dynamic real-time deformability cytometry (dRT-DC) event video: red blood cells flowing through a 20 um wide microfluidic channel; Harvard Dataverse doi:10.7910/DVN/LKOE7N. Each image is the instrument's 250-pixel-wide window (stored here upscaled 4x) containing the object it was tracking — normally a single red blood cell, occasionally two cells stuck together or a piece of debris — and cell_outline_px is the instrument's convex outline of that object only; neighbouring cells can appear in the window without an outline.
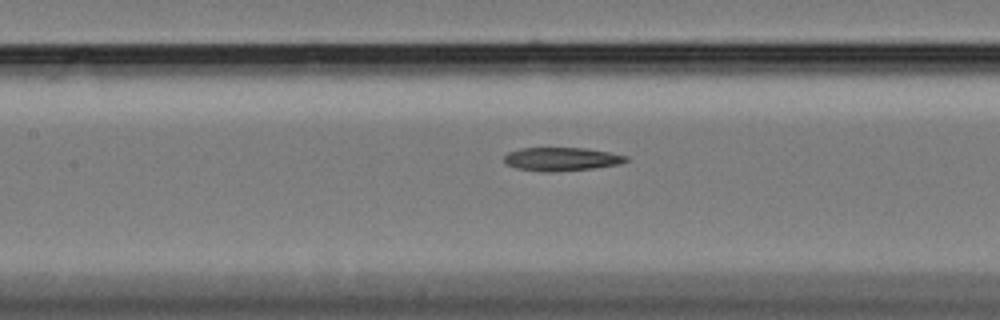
{"species": "Egyptian fruit bat (a non-hibernating species)", "species_latin": "Rousettus aegyptiacus", "temperature_condition": "cold", "stored_images_in_passage": 16, "camera_frame_rate_fps": 3000, "um_per_image_px": 0.085, "animal": {"sex": "female"}, "frame": {"image": 1, "passage_image": 7, "time_ms": 2.0, "image_size_px": [1000, 320], "cell_outline_px": [[628, 160], [620, 164], [592, 168], [552, 172], [544, 172], [516, 168], [504, 164], [504, 156], [508, 152], [520, 148], [584, 148], [608, 152], [628, 156]], "centroid_in_image_um": [47.68, 13.52], "position_along_channel_um": 159.7, "area_um2": 16.65}}
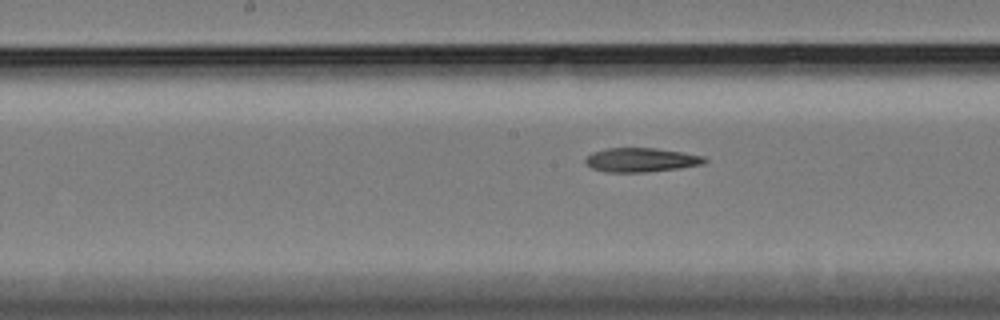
{"frame": {"image": 2, "passage_image": 10, "time_ms": 3.0, "image_size_px": [1000, 320], "cell_outline_px": [[708, 160], [704, 164], [680, 168], [644, 172], [608, 172], [592, 168], [584, 160], [592, 152], [604, 148], [656, 148], [704, 156]], "centroid_in_image_um": [54.5, 13.59], "position_along_channel_um": 193.7, "area_um2": 16.65}}
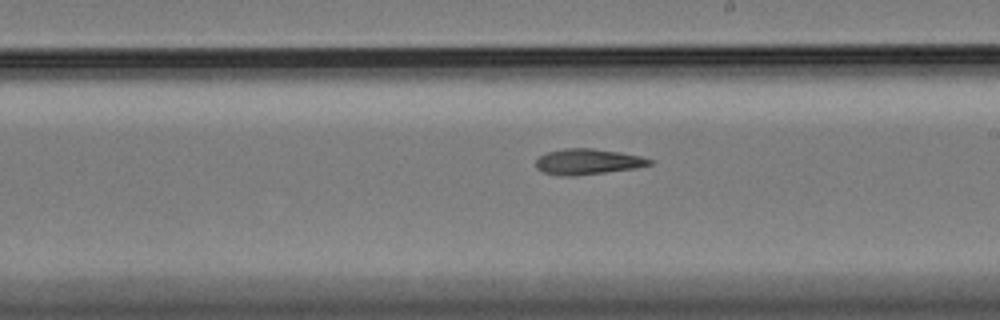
{"frame": {"image": 3, "passage_image": 14, "time_ms": 4.333, "image_size_px": [1000, 320], "cell_outline_px": [[652, 164], [636, 168], [572, 176], [564, 176], [544, 172], [536, 168], [536, 160], [540, 156], [548, 152], [564, 148], [592, 148], [620, 152], [640, 156], [652, 160]], "centroid_in_image_um": [49.95, 13.73], "position_along_channel_um": 239.0, "area_um2": 16.82}}